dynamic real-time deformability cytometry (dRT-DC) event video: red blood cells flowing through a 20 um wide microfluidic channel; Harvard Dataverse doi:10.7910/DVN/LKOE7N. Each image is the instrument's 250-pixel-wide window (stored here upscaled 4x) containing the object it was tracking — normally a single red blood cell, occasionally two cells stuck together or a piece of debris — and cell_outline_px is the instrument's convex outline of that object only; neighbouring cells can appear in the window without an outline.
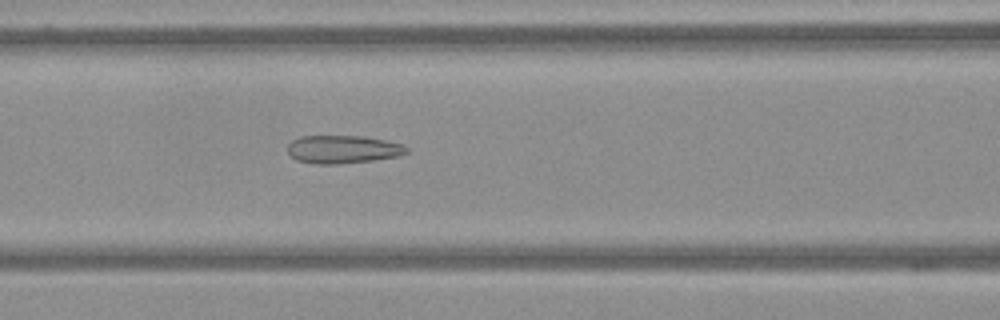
{"species": "Egyptian fruit bat (a non-hibernating species)", "species_latin": "Rousettus aegyptiacus", "temperature_condition": "warm", "stored_images_in_passage": 54, "camera_frame_rate_fps": 3000, "um_per_image_px": 0.085, "frame": {"image": 1, "passage_image": 19, "time_ms": 6.0, "image_size_px": [1000, 320], "cell_outline_px": [[408, 152], [396, 156], [372, 160], [336, 164], [316, 164], [296, 160], [288, 152], [288, 144], [292, 140], [300, 136], [364, 136], [384, 140], [400, 144], [408, 148]], "centroid_in_image_um": [29.1, 12.69], "position_along_channel_um": 137.5, "area_um2": 19.25}}
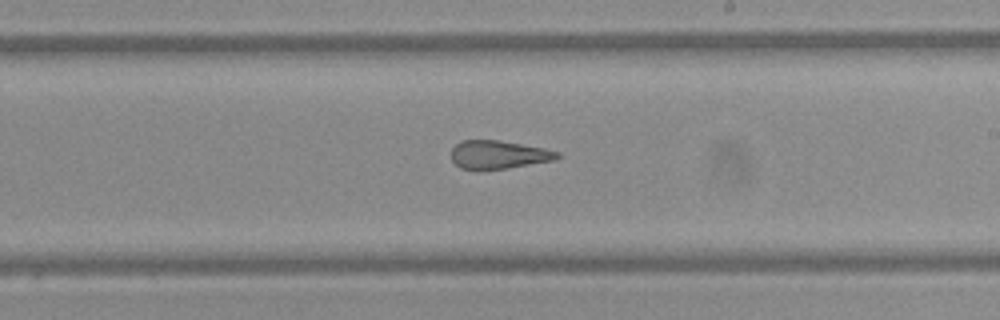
{"frame": {"image": 2, "passage_image": 29, "time_ms": 9.333, "image_size_px": [1000, 320], "cell_outline_px": [[560, 156], [556, 160], [504, 168], [476, 172], [460, 168], [452, 160], [452, 148], [460, 140], [500, 140], [544, 148], [560, 152]], "centroid_in_image_um": [42.34, 13.16], "position_along_channel_um": 246.7, "area_um2": 17.8}}
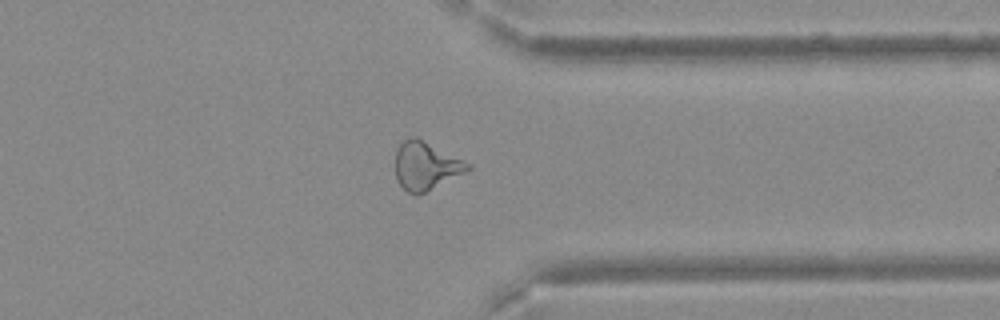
{"frame": {"image": 3, "passage_image": 41, "time_ms": 13.333, "image_size_px": [1000, 320], "cell_outline_px": [[472, 168], [416, 196], [408, 192], [400, 184], [396, 176], [396, 148], [408, 136], [416, 136], [472, 164]], "centroid_in_image_um": [36.18, 14.06], "position_along_channel_um": 375.2, "area_um2": 20.06}}